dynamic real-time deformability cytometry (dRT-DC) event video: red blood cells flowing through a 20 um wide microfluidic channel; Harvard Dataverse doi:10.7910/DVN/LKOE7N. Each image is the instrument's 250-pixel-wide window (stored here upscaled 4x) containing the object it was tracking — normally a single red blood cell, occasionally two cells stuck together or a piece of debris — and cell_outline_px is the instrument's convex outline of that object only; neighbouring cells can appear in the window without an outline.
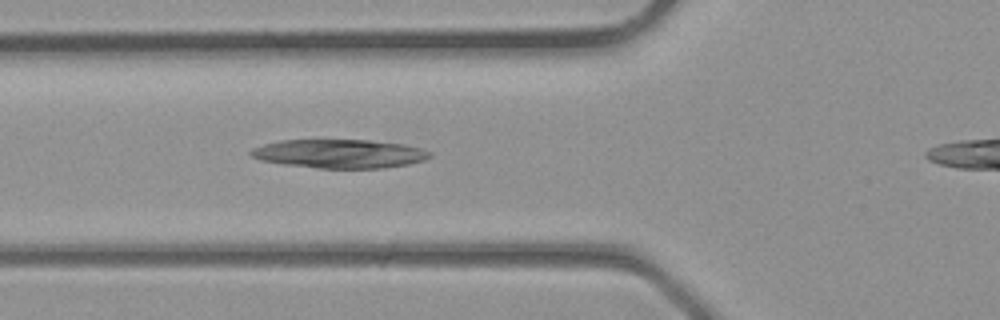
{"species": "common noctule bat (a hibernating species)", "species_latin": "Nyctalus noctula", "temperature_condition": "room temperature", "stored_images_in_passage": 6, "camera_frame_rate_fps": 3000, "um_per_image_px": 0.085, "animal": {"sex": "male", "body_mass_g": 23.1, "forearm_length_mm": 52.7}, "frame": {"image": 1, "passage_image": 5, "time_ms": 1.333, "image_size_px": [1000, 320], "cell_outline_px": [[432, 156], [424, 160], [408, 164], [384, 168], [320, 168], [284, 164], [260, 160], [252, 156], [248, 152], [252, 148], [264, 144], [280, 140], [368, 140], [400, 144], [420, 148], [432, 152]], "centroid_in_image_um": [28.85, 13.06], "position_along_channel_um": 97.0, "area_um2": 29.82}}